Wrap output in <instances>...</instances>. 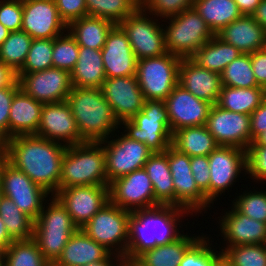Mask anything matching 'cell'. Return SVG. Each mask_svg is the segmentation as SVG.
<instances>
[{
	"mask_svg": "<svg viewBox=\"0 0 266 266\" xmlns=\"http://www.w3.org/2000/svg\"><path fill=\"white\" fill-rule=\"evenodd\" d=\"M3 143L4 159L8 163L25 173L51 196L60 190L66 145L36 135H19Z\"/></svg>",
	"mask_w": 266,
	"mask_h": 266,
	"instance_id": "cell-1",
	"label": "cell"
},
{
	"mask_svg": "<svg viewBox=\"0 0 266 266\" xmlns=\"http://www.w3.org/2000/svg\"><path fill=\"white\" fill-rule=\"evenodd\" d=\"M188 214L194 216L188 210L172 205L132 211L129 217L126 258L135 260L147 250L178 239L184 232L180 229L183 226L182 220L189 217Z\"/></svg>",
	"mask_w": 266,
	"mask_h": 266,
	"instance_id": "cell-2",
	"label": "cell"
},
{
	"mask_svg": "<svg viewBox=\"0 0 266 266\" xmlns=\"http://www.w3.org/2000/svg\"><path fill=\"white\" fill-rule=\"evenodd\" d=\"M66 101L83 142H102L118 131L120 123L100 89L73 87Z\"/></svg>",
	"mask_w": 266,
	"mask_h": 266,
	"instance_id": "cell-3",
	"label": "cell"
},
{
	"mask_svg": "<svg viewBox=\"0 0 266 266\" xmlns=\"http://www.w3.org/2000/svg\"><path fill=\"white\" fill-rule=\"evenodd\" d=\"M86 185L109 186L106 155L101 142L67 146L63 155L60 189Z\"/></svg>",
	"mask_w": 266,
	"mask_h": 266,
	"instance_id": "cell-4",
	"label": "cell"
},
{
	"mask_svg": "<svg viewBox=\"0 0 266 266\" xmlns=\"http://www.w3.org/2000/svg\"><path fill=\"white\" fill-rule=\"evenodd\" d=\"M119 128L130 139L145 143L153 153L165 152L172 144V132L164 100H145L144 106L132 119Z\"/></svg>",
	"mask_w": 266,
	"mask_h": 266,
	"instance_id": "cell-5",
	"label": "cell"
},
{
	"mask_svg": "<svg viewBox=\"0 0 266 266\" xmlns=\"http://www.w3.org/2000/svg\"><path fill=\"white\" fill-rule=\"evenodd\" d=\"M161 21L168 23L163 24L167 52L181 58H190L215 36L194 7Z\"/></svg>",
	"mask_w": 266,
	"mask_h": 266,
	"instance_id": "cell-6",
	"label": "cell"
},
{
	"mask_svg": "<svg viewBox=\"0 0 266 266\" xmlns=\"http://www.w3.org/2000/svg\"><path fill=\"white\" fill-rule=\"evenodd\" d=\"M130 215L109 201L81 229L112 254L126 258Z\"/></svg>",
	"mask_w": 266,
	"mask_h": 266,
	"instance_id": "cell-7",
	"label": "cell"
},
{
	"mask_svg": "<svg viewBox=\"0 0 266 266\" xmlns=\"http://www.w3.org/2000/svg\"><path fill=\"white\" fill-rule=\"evenodd\" d=\"M181 57L166 53L137 60L136 77L145 100H165L178 84Z\"/></svg>",
	"mask_w": 266,
	"mask_h": 266,
	"instance_id": "cell-8",
	"label": "cell"
},
{
	"mask_svg": "<svg viewBox=\"0 0 266 266\" xmlns=\"http://www.w3.org/2000/svg\"><path fill=\"white\" fill-rule=\"evenodd\" d=\"M158 20L140 7L118 24L126 33L137 60L168 53L163 24Z\"/></svg>",
	"mask_w": 266,
	"mask_h": 266,
	"instance_id": "cell-9",
	"label": "cell"
},
{
	"mask_svg": "<svg viewBox=\"0 0 266 266\" xmlns=\"http://www.w3.org/2000/svg\"><path fill=\"white\" fill-rule=\"evenodd\" d=\"M174 185V206L188 210L192 215L207 213L213 205L198 188L191 171V157L179 152L172 145L165 151ZM194 213V214H193Z\"/></svg>",
	"mask_w": 266,
	"mask_h": 266,
	"instance_id": "cell-10",
	"label": "cell"
},
{
	"mask_svg": "<svg viewBox=\"0 0 266 266\" xmlns=\"http://www.w3.org/2000/svg\"><path fill=\"white\" fill-rule=\"evenodd\" d=\"M0 185L2 195L10 198L34 221L38 218L45 202L51 197L43 187L34 183L25 173L13 167L5 159L0 164Z\"/></svg>",
	"mask_w": 266,
	"mask_h": 266,
	"instance_id": "cell-11",
	"label": "cell"
},
{
	"mask_svg": "<svg viewBox=\"0 0 266 266\" xmlns=\"http://www.w3.org/2000/svg\"><path fill=\"white\" fill-rule=\"evenodd\" d=\"M119 131L101 142L106 155L108 183L144 168L145 163L153 154L145 143L130 139L122 131Z\"/></svg>",
	"mask_w": 266,
	"mask_h": 266,
	"instance_id": "cell-12",
	"label": "cell"
},
{
	"mask_svg": "<svg viewBox=\"0 0 266 266\" xmlns=\"http://www.w3.org/2000/svg\"><path fill=\"white\" fill-rule=\"evenodd\" d=\"M210 167V203L214 204L230 188L239 182L240 174L246 176V150L219 145L208 155ZM220 195V196H219Z\"/></svg>",
	"mask_w": 266,
	"mask_h": 266,
	"instance_id": "cell-13",
	"label": "cell"
},
{
	"mask_svg": "<svg viewBox=\"0 0 266 266\" xmlns=\"http://www.w3.org/2000/svg\"><path fill=\"white\" fill-rule=\"evenodd\" d=\"M109 201L130 212L159 206L154 189L144 168L109 183Z\"/></svg>",
	"mask_w": 266,
	"mask_h": 266,
	"instance_id": "cell-14",
	"label": "cell"
},
{
	"mask_svg": "<svg viewBox=\"0 0 266 266\" xmlns=\"http://www.w3.org/2000/svg\"><path fill=\"white\" fill-rule=\"evenodd\" d=\"M20 88L42 104L67 100L72 90L69 71L49 68L39 72L16 74Z\"/></svg>",
	"mask_w": 266,
	"mask_h": 266,
	"instance_id": "cell-15",
	"label": "cell"
},
{
	"mask_svg": "<svg viewBox=\"0 0 266 266\" xmlns=\"http://www.w3.org/2000/svg\"><path fill=\"white\" fill-rule=\"evenodd\" d=\"M54 196L66 208L74 224L81 229L109 202V188L103 185L71 186L58 190Z\"/></svg>",
	"mask_w": 266,
	"mask_h": 266,
	"instance_id": "cell-16",
	"label": "cell"
},
{
	"mask_svg": "<svg viewBox=\"0 0 266 266\" xmlns=\"http://www.w3.org/2000/svg\"><path fill=\"white\" fill-rule=\"evenodd\" d=\"M250 115L211 106L205 126L221 146H233L246 150L251 144Z\"/></svg>",
	"mask_w": 266,
	"mask_h": 266,
	"instance_id": "cell-17",
	"label": "cell"
},
{
	"mask_svg": "<svg viewBox=\"0 0 266 266\" xmlns=\"http://www.w3.org/2000/svg\"><path fill=\"white\" fill-rule=\"evenodd\" d=\"M100 90L119 123L132 119L145 103L136 75L106 78Z\"/></svg>",
	"mask_w": 266,
	"mask_h": 266,
	"instance_id": "cell-18",
	"label": "cell"
},
{
	"mask_svg": "<svg viewBox=\"0 0 266 266\" xmlns=\"http://www.w3.org/2000/svg\"><path fill=\"white\" fill-rule=\"evenodd\" d=\"M164 101L172 134L185 127L205 125L212 106L179 84Z\"/></svg>",
	"mask_w": 266,
	"mask_h": 266,
	"instance_id": "cell-19",
	"label": "cell"
},
{
	"mask_svg": "<svg viewBox=\"0 0 266 266\" xmlns=\"http://www.w3.org/2000/svg\"><path fill=\"white\" fill-rule=\"evenodd\" d=\"M21 30L33 39H51L63 34L67 25L61 20L54 0H23Z\"/></svg>",
	"mask_w": 266,
	"mask_h": 266,
	"instance_id": "cell-20",
	"label": "cell"
},
{
	"mask_svg": "<svg viewBox=\"0 0 266 266\" xmlns=\"http://www.w3.org/2000/svg\"><path fill=\"white\" fill-rule=\"evenodd\" d=\"M36 136L66 146L83 143L67 101L43 105Z\"/></svg>",
	"mask_w": 266,
	"mask_h": 266,
	"instance_id": "cell-21",
	"label": "cell"
},
{
	"mask_svg": "<svg viewBox=\"0 0 266 266\" xmlns=\"http://www.w3.org/2000/svg\"><path fill=\"white\" fill-rule=\"evenodd\" d=\"M231 207V208H230ZM224 210V215L218 216L219 235L223 239V247L265 244L266 223L254 220L240 213L233 205ZM231 209V210H229ZM226 211V212H225ZM221 218V219H220ZM225 245V246H224Z\"/></svg>",
	"mask_w": 266,
	"mask_h": 266,
	"instance_id": "cell-22",
	"label": "cell"
},
{
	"mask_svg": "<svg viewBox=\"0 0 266 266\" xmlns=\"http://www.w3.org/2000/svg\"><path fill=\"white\" fill-rule=\"evenodd\" d=\"M106 78L136 75L137 59L123 29L116 24L101 49Z\"/></svg>",
	"mask_w": 266,
	"mask_h": 266,
	"instance_id": "cell-23",
	"label": "cell"
},
{
	"mask_svg": "<svg viewBox=\"0 0 266 266\" xmlns=\"http://www.w3.org/2000/svg\"><path fill=\"white\" fill-rule=\"evenodd\" d=\"M178 84L195 97L217 104L222 88L219 73L199 66L191 58H182L179 66Z\"/></svg>",
	"mask_w": 266,
	"mask_h": 266,
	"instance_id": "cell-24",
	"label": "cell"
},
{
	"mask_svg": "<svg viewBox=\"0 0 266 266\" xmlns=\"http://www.w3.org/2000/svg\"><path fill=\"white\" fill-rule=\"evenodd\" d=\"M215 35L243 54H251L266 47V29L252 16L242 15Z\"/></svg>",
	"mask_w": 266,
	"mask_h": 266,
	"instance_id": "cell-25",
	"label": "cell"
},
{
	"mask_svg": "<svg viewBox=\"0 0 266 266\" xmlns=\"http://www.w3.org/2000/svg\"><path fill=\"white\" fill-rule=\"evenodd\" d=\"M43 105L20 88L11 102L8 139L19 135H36Z\"/></svg>",
	"mask_w": 266,
	"mask_h": 266,
	"instance_id": "cell-26",
	"label": "cell"
},
{
	"mask_svg": "<svg viewBox=\"0 0 266 266\" xmlns=\"http://www.w3.org/2000/svg\"><path fill=\"white\" fill-rule=\"evenodd\" d=\"M111 252L90 238L82 229L71 235L52 266H85L106 259Z\"/></svg>",
	"mask_w": 266,
	"mask_h": 266,
	"instance_id": "cell-27",
	"label": "cell"
},
{
	"mask_svg": "<svg viewBox=\"0 0 266 266\" xmlns=\"http://www.w3.org/2000/svg\"><path fill=\"white\" fill-rule=\"evenodd\" d=\"M73 87L100 89L106 79L101 49L79 46V55L70 72Z\"/></svg>",
	"mask_w": 266,
	"mask_h": 266,
	"instance_id": "cell-28",
	"label": "cell"
},
{
	"mask_svg": "<svg viewBox=\"0 0 266 266\" xmlns=\"http://www.w3.org/2000/svg\"><path fill=\"white\" fill-rule=\"evenodd\" d=\"M197 235L183 233L173 242L143 252L135 261L139 266H179L185 251L201 236Z\"/></svg>",
	"mask_w": 266,
	"mask_h": 266,
	"instance_id": "cell-29",
	"label": "cell"
},
{
	"mask_svg": "<svg viewBox=\"0 0 266 266\" xmlns=\"http://www.w3.org/2000/svg\"><path fill=\"white\" fill-rule=\"evenodd\" d=\"M115 25L108 19L85 16L71 22L67 26V30L79 46L102 49L108 33Z\"/></svg>",
	"mask_w": 266,
	"mask_h": 266,
	"instance_id": "cell-30",
	"label": "cell"
},
{
	"mask_svg": "<svg viewBox=\"0 0 266 266\" xmlns=\"http://www.w3.org/2000/svg\"><path fill=\"white\" fill-rule=\"evenodd\" d=\"M144 169L152 182L155 201L159 205L174 206V185L167 154L153 153Z\"/></svg>",
	"mask_w": 266,
	"mask_h": 266,
	"instance_id": "cell-31",
	"label": "cell"
},
{
	"mask_svg": "<svg viewBox=\"0 0 266 266\" xmlns=\"http://www.w3.org/2000/svg\"><path fill=\"white\" fill-rule=\"evenodd\" d=\"M171 145L189 157L208 156L219 146L205 125L175 131Z\"/></svg>",
	"mask_w": 266,
	"mask_h": 266,
	"instance_id": "cell-32",
	"label": "cell"
},
{
	"mask_svg": "<svg viewBox=\"0 0 266 266\" xmlns=\"http://www.w3.org/2000/svg\"><path fill=\"white\" fill-rule=\"evenodd\" d=\"M241 54L243 53L233 45L225 43L215 35L190 58L199 66L221 74L226 66Z\"/></svg>",
	"mask_w": 266,
	"mask_h": 266,
	"instance_id": "cell-33",
	"label": "cell"
},
{
	"mask_svg": "<svg viewBox=\"0 0 266 266\" xmlns=\"http://www.w3.org/2000/svg\"><path fill=\"white\" fill-rule=\"evenodd\" d=\"M265 99L266 89L261 86L238 88L222 85L217 105L228 111L251 115Z\"/></svg>",
	"mask_w": 266,
	"mask_h": 266,
	"instance_id": "cell-34",
	"label": "cell"
},
{
	"mask_svg": "<svg viewBox=\"0 0 266 266\" xmlns=\"http://www.w3.org/2000/svg\"><path fill=\"white\" fill-rule=\"evenodd\" d=\"M193 7L214 34L242 16L234 0H194Z\"/></svg>",
	"mask_w": 266,
	"mask_h": 266,
	"instance_id": "cell-35",
	"label": "cell"
},
{
	"mask_svg": "<svg viewBox=\"0 0 266 266\" xmlns=\"http://www.w3.org/2000/svg\"><path fill=\"white\" fill-rule=\"evenodd\" d=\"M0 217L14 241L33 238L34 220L8 197H0Z\"/></svg>",
	"mask_w": 266,
	"mask_h": 266,
	"instance_id": "cell-36",
	"label": "cell"
},
{
	"mask_svg": "<svg viewBox=\"0 0 266 266\" xmlns=\"http://www.w3.org/2000/svg\"><path fill=\"white\" fill-rule=\"evenodd\" d=\"M32 40L23 30L10 32L0 45V62L17 74L24 65Z\"/></svg>",
	"mask_w": 266,
	"mask_h": 266,
	"instance_id": "cell-37",
	"label": "cell"
},
{
	"mask_svg": "<svg viewBox=\"0 0 266 266\" xmlns=\"http://www.w3.org/2000/svg\"><path fill=\"white\" fill-rule=\"evenodd\" d=\"M49 200L34 221V230L77 231L79 228L61 202L54 195Z\"/></svg>",
	"mask_w": 266,
	"mask_h": 266,
	"instance_id": "cell-38",
	"label": "cell"
},
{
	"mask_svg": "<svg viewBox=\"0 0 266 266\" xmlns=\"http://www.w3.org/2000/svg\"><path fill=\"white\" fill-rule=\"evenodd\" d=\"M88 16L119 24L141 7V0H85Z\"/></svg>",
	"mask_w": 266,
	"mask_h": 266,
	"instance_id": "cell-39",
	"label": "cell"
},
{
	"mask_svg": "<svg viewBox=\"0 0 266 266\" xmlns=\"http://www.w3.org/2000/svg\"><path fill=\"white\" fill-rule=\"evenodd\" d=\"M5 263L8 266H52L33 238L13 241L5 250Z\"/></svg>",
	"mask_w": 266,
	"mask_h": 266,
	"instance_id": "cell-40",
	"label": "cell"
},
{
	"mask_svg": "<svg viewBox=\"0 0 266 266\" xmlns=\"http://www.w3.org/2000/svg\"><path fill=\"white\" fill-rule=\"evenodd\" d=\"M222 85L227 87H260L254 77L250 54H241L220 74Z\"/></svg>",
	"mask_w": 266,
	"mask_h": 266,
	"instance_id": "cell-41",
	"label": "cell"
},
{
	"mask_svg": "<svg viewBox=\"0 0 266 266\" xmlns=\"http://www.w3.org/2000/svg\"><path fill=\"white\" fill-rule=\"evenodd\" d=\"M216 244L219 245L218 249L222 251V255L232 266H266L265 244H246L230 247H222V245Z\"/></svg>",
	"mask_w": 266,
	"mask_h": 266,
	"instance_id": "cell-42",
	"label": "cell"
},
{
	"mask_svg": "<svg viewBox=\"0 0 266 266\" xmlns=\"http://www.w3.org/2000/svg\"><path fill=\"white\" fill-rule=\"evenodd\" d=\"M201 234L185 251L179 266H213L222 256V251H218L217 245L212 243L214 240L203 232Z\"/></svg>",
	"mask_w": 266,
	"mask_h": 266,
	"instance_id": "cell-43",
	"label": "cell"
},
{
	"mask_svg": "<svg viewBox=\"0 0 266 266\" xmlns=\"http://www.w3.org/2000/svg\"><path fill=\"white\" fill-rule=\"evenodd\" d=\"M76 231L34 230L33 239L44 258L52 265Z\"/></svg>",
	"mask_w": 266,
	"mask_h": 266,
	"instance_id": "cell-44",
	"label": "cell"
},
{
	"mask_svg": "<svg viewBox=\"0 0 266 266\" xmlns=\"http://www.w3.org/2000/svg\"><path fill=\"white\" fill-rule=\"evenodd\" d=\"M78 55L79 45L68 30L53 38V68L71 72L77 63Z\"/></svg>",
	"mask_w": 266,
	"mask_h": 266,
	"instance_id": "cell-45",
	"label": "cell"
},
{
	"mask_svg": "<svg viewBox=\"0 0 266 266\" xmlns=\"http://www.w3.org/2000/svg\"><path fill=\"white\" fill-rule=\"evenodd\" d=\"M53 38L33 39L22 69L17 74L33 73L53 67Z\"/></svg>",
	"mask_w": 266,
	"mask_h": 266,
	"instance_id": "cell-46",
	"label": "cell"
},
{
	"mask_svg": "<svg viewBox=\"0 0 266 266\" xmlns=\"http://www.w3.org/2000/svg\"><path fill=\"white\" fill-rule=\"evenodd\" d=\"M235 193L237 197L231 201L240 213L260 222L266 223V191H259L253 186L252 190ZM239 195V196H238Z\"/></svg>",
	"mask_w": 266,
	"mask_h": 266,
	"instance_id": "cell-47",
	"label": "cell"
},
{
	"mask_svg": "<svg viewBox=\"0 0 266 266\" xmlns=\"http://www.w3.org/2000/svg\"><path fill=\"white\" fill-rule=\"evenodd\" d=\"M194 0H141V7L162 20L193 7Z\"/></svg>",
	"mask_w": 266,
	"mask_h": 266,
	"instance_id": "cell-48",
	"label": "cell"
},
{
	"mask_svg": "<svg viewBox=\"0 0 266 266\" xmlns=\"http://www.w3.org/2000/svg\"><path fill=\"white\" fill-rule=\"evenodd\" d=\"M246 165V174L250 175L248 178L253 183H266V145H249L246 149Z\"/></svg>",
	"mask_w": 266,
	"mask_h": 266,
	"instance_id": "cell-49",
	"label": "cell"
},
{
	"mask_svg": "<svg viewBox=\"0 0 266 266\" xmlns=\"http://www.w3.org/2000/svg\"><path fill=\"white\" fill-rule=\"evenodd\" d=\"M22 17V0H0V23L10 32L21 30Z\"/></svg>",
	"mask_w": 266,
	"mask_h": 266,
	"instance_id": "cell-50",
	"label": "cell"
},
{
	"mask_svg": "<svg viewBox=\"0 0 266 266\" xmlns=\"http://www.w3.org/2000/svg\"><path fill=\"white\" fill-rule=\"evenodd\" d=\"M20 89L18 79L11 85L0 88V140H8V119L12 99Z\"/></svg>",
	"mask_w": 266,
	"mask_h": 266,
	"instance_id": "cell-51",
	"label": "cell"
},
{
	"mask_svg": "<svg viewBox=\"0 0 266 266\" xmlns=\"http://www.w3.org/2000/svg\"><path fill=\"white\" fill-rule=\"evenodd\" d=\"M191 171L198 188L210 202V167L208 156H193L190 161Z\"/></svg>",
	"mask_w": 266,
	"mask_h": 266,
	"instance_id": "cell-52",
	"label": "cell"
},
{
	"mask_svg": "<svg viewBox=\"0 0 266 266\" xmlns=\"http://www.w3.org/2000/svg\"><path fill=\"white\" fill-rule=\"evenodd\" d=\"M61 20L68 26L71 22L88 16L85 0H54Z\"/></svg>",
	"mask_w": 266,
	"mask_h": 266,
	"instance_id": "cell-53",
	"label": "cell"
},
{
	"mask_svg": "<svg viewBox=\"0 0 266 266\" xmlns=\"http://www.w3.org/2000/svg\"><path fill=\"white\" fill-rule=\"evenodd\" d=\"M254 77L266 89V47L250 54Z\"/></svg>",
	"mask_w": 266,
	"mask_h": 266,
	"instance_id": "cell-54",
	"label": "cell"
},
{
	"mask_svg": "<svg viewBox=\"0 0 266 266\" xmlns=\"http://www.w3.org/2000/svg\"><path fill=\"white\" fill-rule=\"evenodd\" d=\"M251 143L266 131V99L250 115Z\"/></svg>",
	"mask_w": 266,
	"mask_h": 266,
	"instance_id": "cell-55",
	"label": "cell"
},
{
	"mask_svg": "<svg viewBox=\"0 0 266 266\" xmlns=\"http://www.w3.org/2000/svg\"><path fill=\"white\" fill-rule=\"evenodd\" d=\"M242 15L252 16L261 0H234Z\"/></svg>",
	"mask_w": 266,
	"mask_h": 266,
	"instance_id": "cell-56",
	"label": "cell"
},
{
	"mask_svg": "<svg viewBox=\"0 0 266 266\" xmlns=\"http://www.w3.org/2000/svg\"><path fill=\"white\" fill-rule=\"evenodd\" d=\"M16 79V74L0 62V88L11 85Z\"/></svg>",
	"mask_w": 266,
	"mask_h": 266,
	"instance_id": "cell-57",
	"label": "cell"
},
{
	"mask_svg": "<svg viewBox=\"0 0 266 266\" xmlns=\"http://www.w3.org/2000/svg\"><path fill=\"white\" fill-rule=\"evenodd\" d=\"M253 19L266 29V0H261L255 12L252 14Z\"/></svg>",
	"mask_w": 266,
	"mask_h": 266,
	"instance_id": "cell-58",
	"label": "cell"
},
{
	"mask_svg": "<svg viewBox=\"0 0 266 266\" xmlns=\"http://www.w3.org/2000/svg\"><path fill=\"white\" fill-rule=\"evenodd\" d=\"M13 241L0 217V247L6 249Z\"/></svg>",
	"mask_w": 266,
	"mask_h": 266,
	"instance_id": "cell-59",
	"label": "cell"
},
{
	"mask_svg": "<svg viewBox=\"0 0 266 266\" xmlns=\"http://www.w3.org/2000/svg\"><path fill=\"white\" fill-rule=\"evenodd\" d=\"M119 259V256L111 253L106 259L93 262L85 266H113Z\"/></svg>",
	"mask_w": 266,
	"mask_h": 266,
	"instance_id": "cell-60",
	"label": "cell"
},
{
	"mask_svg": "<svg viewBox=\"0 0 266 266\" xmlns=\"http://www.w3.org/2000/svg\"><path fill=\"white\" fill-rule=\"evenodd\" d=\"M113 266H139L135 260L120 258Z\"/></svg>",
	"mask_w": 266,
	"mask_h": 266,
	"instance_id": "cell-61",
	"label": "cell"
},
{
	"mask_svg": "<svg viewBox=\"0 0 266 266\" xmlns=\"http://www.w3.org/2000/svg\"><path fill=\"white\" fill-rule=\"evenodd\" d=\"M10 31L0 23V45L8 38Z\"/></svg>",
	"mask_w": 266,
	"mask_h": 266,
	"instance_id": "cell-62",
	"label": "cell"
},
{
	"mask_svg": "<svg viewBox=\"0 0 266 266\" xmlns=\"http://www.w3.org/2000/svg\"><path fill=\"white\" fill-rule=\"evenodd\" d=\"M250 145H266V131L259 135Z\"/></svg>",
	"mask_w": 266,
	"mask_h": 266,
	"instance_id": "cell-63",
	"label": "cell"
},
{
	"mask_svg": "<svg viewBox=\"0 0 266 266\" xmlns=\"http://www.w3.org/2000/svg\"><path fill=\"white\" fill-rule=\"evenodd\" d=\"M213 266H232L227 259L222 255Z\"/></svg>",
	"mask_w": 266,
	"mask_h": 266,
	"instance_id": "cell-64",
	"label": "cell"
},
{
	"mask_svg": "<svg viewBox=\"0 0 266 266\" xmlns=\"http://www.w3.org/2000/svg\"><path fill=\"white\" fill-rule=\"evenodd\" d=\"M4 160V143L0 140V164Z\"/></svg>",
	"mask_w": 266,
	"mask_h": 266,
	"instance_id": "cell-65",
	"label": "cell"
},
{
	"mask_svg": "<svg viewBox=\"0 0 266 266\" xmlns=\"http://www.w3.org/2000/svg\"><path fill=\"white\" fill-rule=\"evenodd\" d=\"M5 250L6 249L0 247V265L5 261Z\"/></svg>",
	"mask_w": 266,
	"mask_h": 266,
	"instance_id": "cell-66",
	"label": "cell"
},
{
	"mask_svg": "<svg viewBox=\"0 0 266 266\" xmlns=\"http://www.w3.org/2000/svg\"><path fill=\"white\" fill-rule=\"evenodd\" d=\"M0 266H8L5 261Z\"/></svg>",
	"mask_w": 266,
	"mask_h": 266,
	"instance_id": "cell-67",
	"label": "cell"
},
{
	"mask_svg": "<svg viewBox=\"0 0 266 266\" xmlns=\"http://www.w3.org/2000/svg\"><path fill=\"white\" fill-rule=\"evenodd\" d=\"M2 196V189H1V185H0V197Z\"/></svg>",
	"mask_w": 266,
	"mask_h": 266,
	"instance_id": "cell-68",
	"label": "cell"
}]
</instances>
